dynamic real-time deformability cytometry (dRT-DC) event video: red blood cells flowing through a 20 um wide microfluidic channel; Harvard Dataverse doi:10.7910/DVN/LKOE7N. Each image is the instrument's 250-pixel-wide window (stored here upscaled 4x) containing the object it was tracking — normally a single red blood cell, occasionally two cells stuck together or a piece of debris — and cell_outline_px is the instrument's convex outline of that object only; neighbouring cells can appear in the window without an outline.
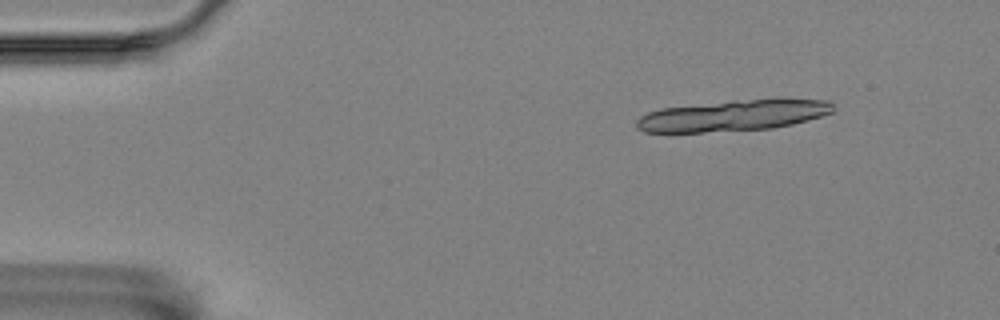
{"species": "Egyptian fruit bat (a non-hibernating species)", "species_latin": "Rousettus aegyptiacus", "temperature_condition": "room temperature", "stored_images_in_passage": 6, "camera_frame_rate_fps": 3000, "um_per_image_px": 0.085, "animal": {"sex": "female"}, "frame": {"image": 1, "passage_image": 2, "time_ms": 0.333, "image_size_px": [1000, 320], "cell_outline_px": [[836, 104], [832, 112], [808, 120], [792, 124], [772, 128], [704, 132], [644, 132], [636, 128], [636, 120], [640, 116], [648, 112], [660, 108], [732, 100], [832, 100]], "centroid_in_image_um": [62.27, 9.82], "position_along_channel_um": 22.7, "area_um2": 35.32}}
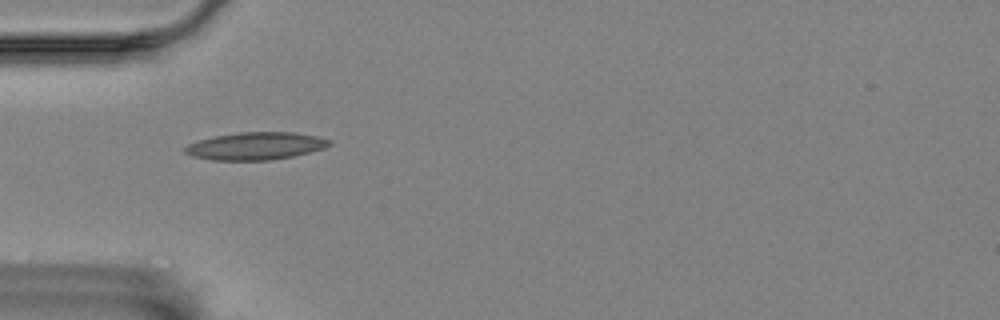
{"frame": {"image": 2, "passage_image": 5, "time_ms": 1.333, "image_size_px": [1000, 320], "cell_outline_px": [[332, 144], [324, 148], [292, 156], [272, 160], [212, 160], [192, 156], [184, 152], [184, 148], [188, 144], [200, 140], [216, 136], [240, 132], [296, 132], [316, 136], [332, 140]], "centroid_in_image_um": [21.75, 12.41], "position_along_channel_um": 63.3, "area_um2": 23.06}}
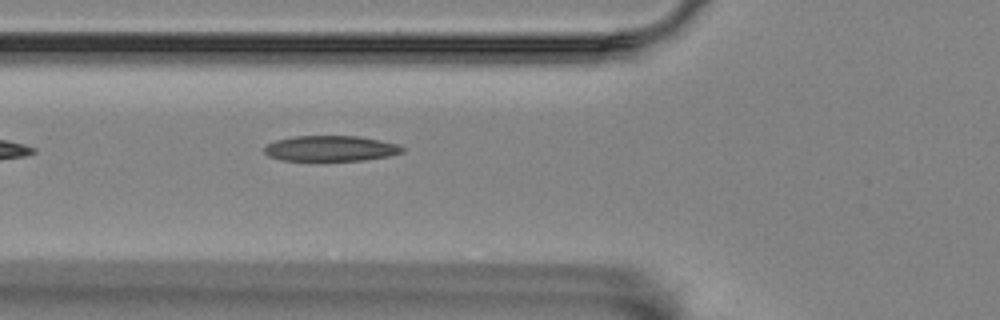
{"frame": {"image": 3, "passage_image": 6, "time_ms": 1.667, "image_size_px": [1000, 320], "cell_outline_px": [[404, 152], [388, 156], [364, 160], [280, 160], [268, 156], [264, 152], [264, 148], [268, 144], [276, 140], [296, 136], [360, 136], [400, 144], [404, 148]], "centroid_in_image_um": [28.14, 12.61], "position_along_channel_um": 97.7, "area_um2": 20.52}}